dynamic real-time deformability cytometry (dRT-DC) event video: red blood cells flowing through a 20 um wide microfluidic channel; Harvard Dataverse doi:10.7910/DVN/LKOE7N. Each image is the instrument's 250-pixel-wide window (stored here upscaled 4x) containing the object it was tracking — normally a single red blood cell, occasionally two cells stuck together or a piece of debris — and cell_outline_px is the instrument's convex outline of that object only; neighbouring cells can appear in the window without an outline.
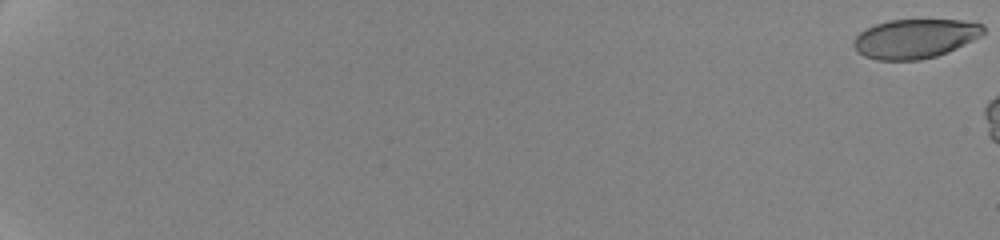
{"species": "human", "species_latin": "Homo sapiens", "temperature_condition": "cold", "stored_images_in_passage": 9, "camera_frame_rate_fps": 3000, "um_per_image_px": 0.085, "donor": {"sex": "female"}, "frame": {"image": 1, "passage_image": 1, "time_ms": 0.0, "image_size_px": [1000, 240], "cell_outline_px": [[984, 32], [980, 36], [948, 52], [936, 56], [920, 60], [876, 60], [864, 56], [852, 44], [856, 36], [860, 32], [876, 24], [888, 20], [960, 20], [984, 24]], "centroid_in_image_um": [77.78, 3.28], "position_along_channel_um": 7.2, "area_um2": 29.48}}